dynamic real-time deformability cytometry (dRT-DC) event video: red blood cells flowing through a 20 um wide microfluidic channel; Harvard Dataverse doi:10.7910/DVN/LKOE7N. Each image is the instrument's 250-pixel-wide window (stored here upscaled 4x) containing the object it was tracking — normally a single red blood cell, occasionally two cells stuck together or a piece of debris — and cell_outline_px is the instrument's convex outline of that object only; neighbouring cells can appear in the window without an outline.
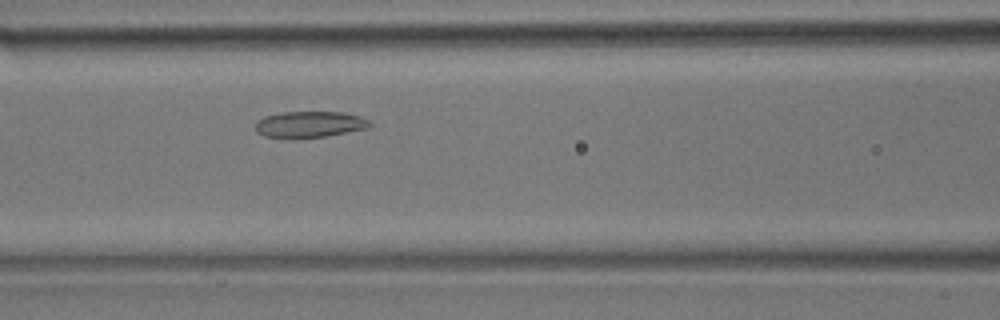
{"species": "common noctule bat (a hibernating species)", "species_latin": "Nyctalus noctula", "temperature_condition": "room temperature", "stored_images_in_passage": 33, "camera_frame_rate_fps": 3000, "um_per_image_px": 0.085, "animal": {"sex": "male", "body_mass_g": 17.9}, "frame": {"image": 1, "passage_image": 7, "time_ms": 2.0, "image_size_px": [1000, 320], "cell_outline_px": [[372, 124], [368, 128], [328, 136], [296, 140], [264, 136], [256, 132], [256, 120], [264, 116], [280, 112], [344, 112], [360, 116], [368, 120]], "centroid_in_image_um": [26.28, 10.59], "position_along_channel_um": 140.3, "area_um2": 18.03}}
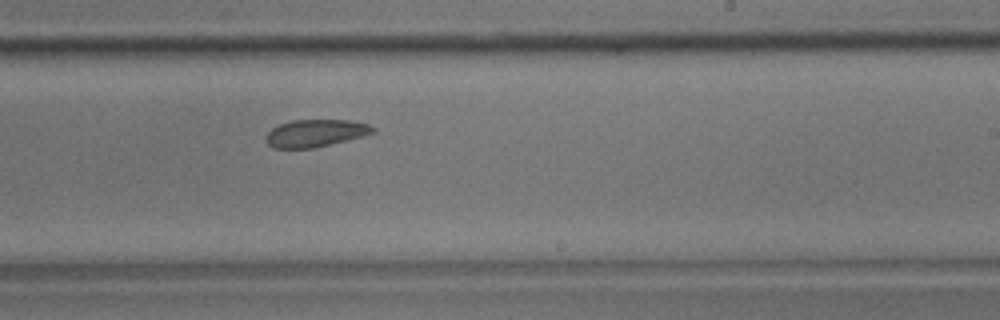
{"frame": {"image": 2, "passage_image": 16, "time_ms": 5.0, "image_size_px": [1000, 320], "cell_outline_px": [[376, 132], [332, 144], [312, 148], [272, 148], [264, 140], [264, 136], [272, 128], [280, 124], [292, 120], [348, 120], [368, 124], [376, 128]], "centroid_in_image_um": [26.79, 11.32], "position_along_channel_um": 262.2, "area_um2": 17.11}}
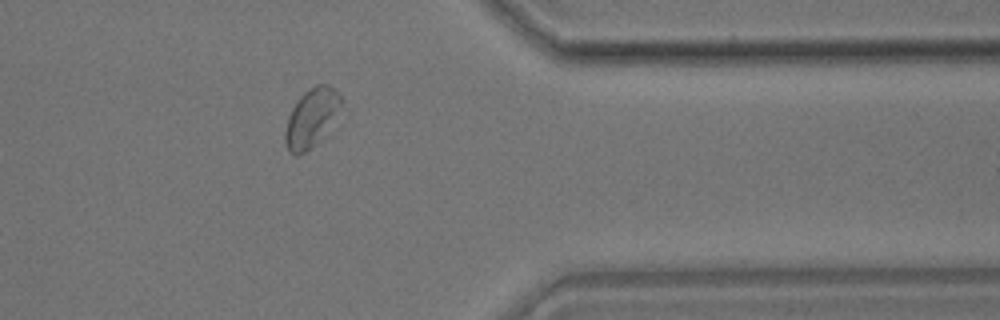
{"frame": {"image": 3, "passage_image": 26, "time_ms": 8.333, "image_size_px": [1000, 320], "cell_outline_px": [[348, 116], [304, 152], [296, 156], [288, 152], [284, 140], [284, 132], [288, 116], [296, 100], [308, 88], [316, 84], [328, 84], [340, 96], [344, 104]], "centroid_in_image_um": [26.61, 10.01], "position_along_channel_um": 384.8, "area_um2": 20.52}}